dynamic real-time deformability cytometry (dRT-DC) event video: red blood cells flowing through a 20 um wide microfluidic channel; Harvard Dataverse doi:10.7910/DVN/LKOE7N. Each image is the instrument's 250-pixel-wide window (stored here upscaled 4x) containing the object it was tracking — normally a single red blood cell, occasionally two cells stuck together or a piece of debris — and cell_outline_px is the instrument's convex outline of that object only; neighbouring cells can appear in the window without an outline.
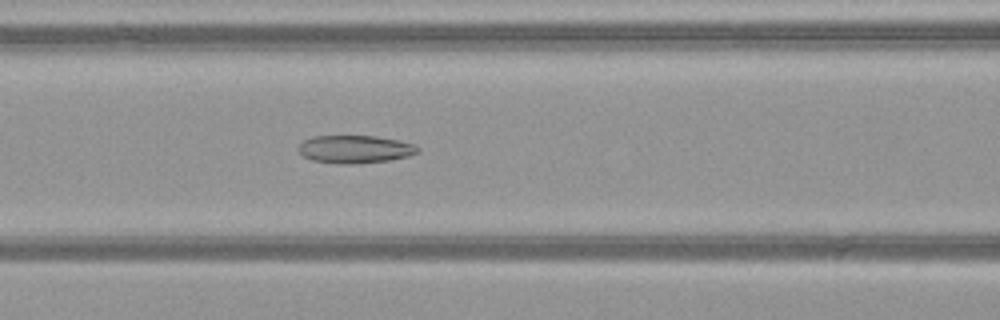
{"species": "common noctule bat (a hibernating species)", "species_latin": "Nyctalus noctula", "temperature_condition": "warm", "stored_images_in_passage": 51, "camera_frame_rate_fps": 3000, "um_per_image_px": 0.085, "animal": {"sex": "female", "body_mass_g": 21.9}, "frame": {"image": 1, "passage_image": 22, "time_ms": 7.0, "image_size_px": [1000, 320], "cell_outline_px": [[420, 152], [408, 156], [388, 160], [352, 164], [340, 164], [312, 160], [304, 156], [296, 148], [304, 140], [312, 136], [376, 136], [400, 140], [412, 144], [420, 148]], "centroid_in_image_um": [30.17, 12.68], "position_along_channel_um": 136.4, "area_um2": 19.36}}
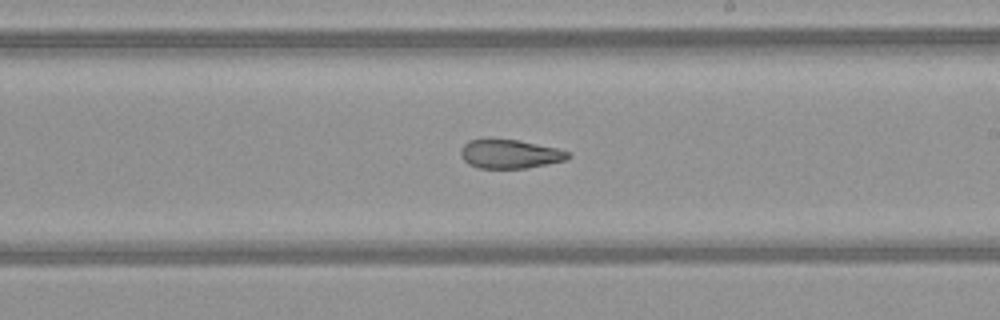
{"frame": {"image": 2, "passage_image": 30, "time_ms": 9.667, "image_size_px": [1000, 320], "cell_outline_px": [[572, 156], [568, 160], [528, 168], [480, 168], [468, 164], [460, 156], [460, 152], [464, 144], [468, 140], [516, 140], [556, 148], [572, 152]], "centroid_in_image_um": [43.39, 13.11], "position_along_channel_um": 245.6, "area_um2": 17.98}}
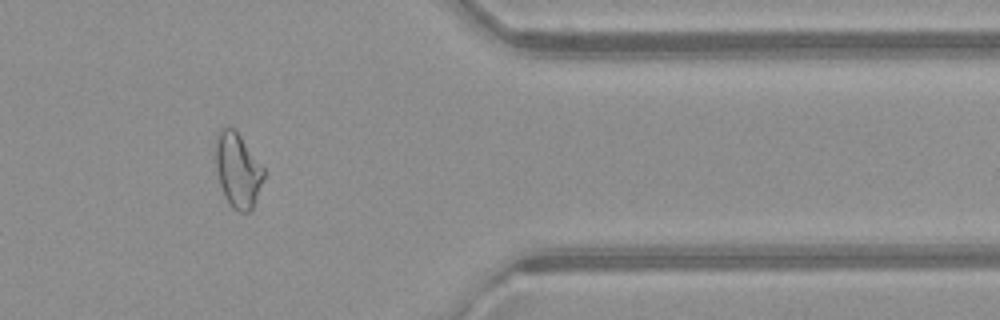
{"frame": {"image": 3, "passage_image": 42, "time_ms": 13.667, "image_size_px": [1000, 320], "cell_outline_px": [[264, 176], [256, 200], [252, 208], [248, 212], [240, 212], [232, 208], [228, 204], [220, 184], [212, 160], [216, 136], [220, 128], [224, 124], [232, 128], [240, 136], [264, 168]], "centroid_in_image_um": [20.14, 14.43], "position_along_channel_um": 391.3, "area_um2": 21.33}, "authors_computed_cell_mechanics": {"area_um2": 22.3108, "velocity_mm_per_s": 4.1, "shape_relaxation_time_tau1_ms": null, "shape_relaxation_time_tau2_ms": 2.3798, "deformation_change_tau1": null, "deformation_change_tau2": 0.1061}}